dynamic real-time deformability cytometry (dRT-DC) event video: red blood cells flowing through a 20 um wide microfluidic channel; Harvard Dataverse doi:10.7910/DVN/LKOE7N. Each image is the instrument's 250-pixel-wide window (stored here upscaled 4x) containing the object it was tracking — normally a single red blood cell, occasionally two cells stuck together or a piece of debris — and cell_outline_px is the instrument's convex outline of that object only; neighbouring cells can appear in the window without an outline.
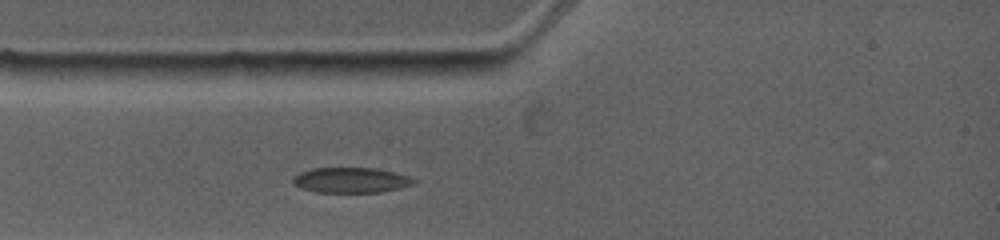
{"species": "common noctule bat (a hibernating species)", "species_latin": "Nyctalus noctula", "temperature_condition": "warm", "stored_images_in_passage": 1, "camera_frame_rate_fps": 4500, "um_per_image_px": 0.085, "animal": {"sex": "female", "body_mass_g": 19.0, "forearm_length_mm": 53.3}, "frame": {"image": 1, "passage_image": 1, "time_ms": 0.0, "image_size_px": [1000, 240], "cell_outline_px": [[416, 180], [412, 184], [380, 192], [316, 192], [300, 188], [292, 184], [292, 176], [300, 172], [312, 168], [376, 168], [408, 176]], "centroid_in_image_um": [29.73, 15.31], "position_along_channel_um": 55.3, "area_um2": 17.69}}